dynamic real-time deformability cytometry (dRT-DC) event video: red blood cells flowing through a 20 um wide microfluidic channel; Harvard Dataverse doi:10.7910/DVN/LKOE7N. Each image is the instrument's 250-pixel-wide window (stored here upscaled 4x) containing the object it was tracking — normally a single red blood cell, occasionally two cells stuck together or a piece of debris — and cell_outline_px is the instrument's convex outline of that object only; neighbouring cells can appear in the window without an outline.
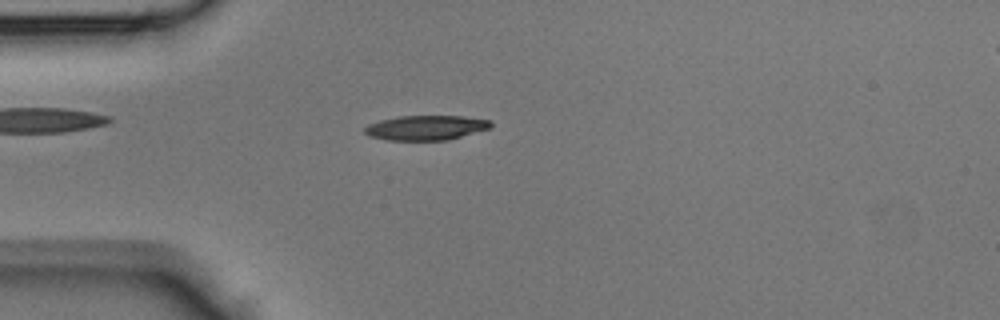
{"species": "Egyptian fruit bat (a non-hibernating species)", "species_latin": "Rousettus aegyptiacus", "temperature_condition": "room temperature", "stored_images_in_passage": 33, "camera_frame_rate_fps": 3000, "um_per_image_px": 0.085, "animal": {"sex": "male"}, "frame": {"image": 1, "passage_image": 2, "time_ms": 0.333, "image_size_px": [1000, 320], "cell_outline_px": [[492, 124], [488, 128], [448, 140], [384, 140], [368, 136], [364, 132], [364, 128], [368, 124], [380, 120], [400, 116], [460, 116], [492, 120]], "centroid_in_image_um": [36.15, 10.86], "position_along_channel_um": 48.8, "area_um2": 18.09}}
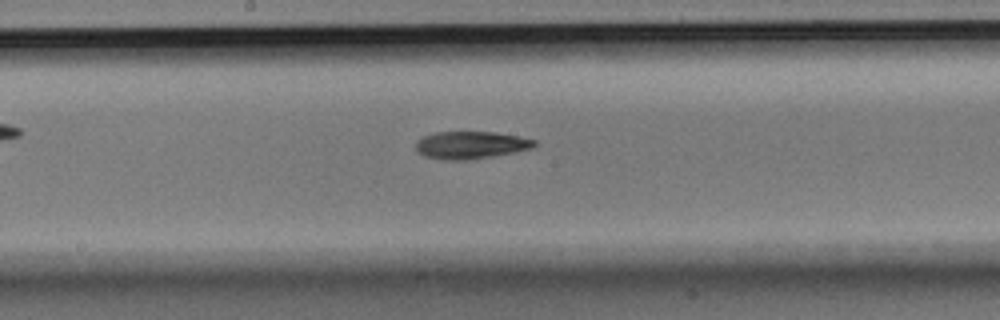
{"frame": {"image": 2, "passage_image": 13, "time_ms": 4.0, "image_size_px": [1000, 320], "cell_outline_px": [[536, 144], [532, 148], [492, 156], [464, 160], [444, 160], [424, 156], [416, 152], [416, 140], [424, 136], [436, 132], [492, 132], [516, 136], [536, 140]], "centroid_in_image_um": [39.95, 12.33], "position_along_channel_um": 208.2, "area_um2": 18.79}}
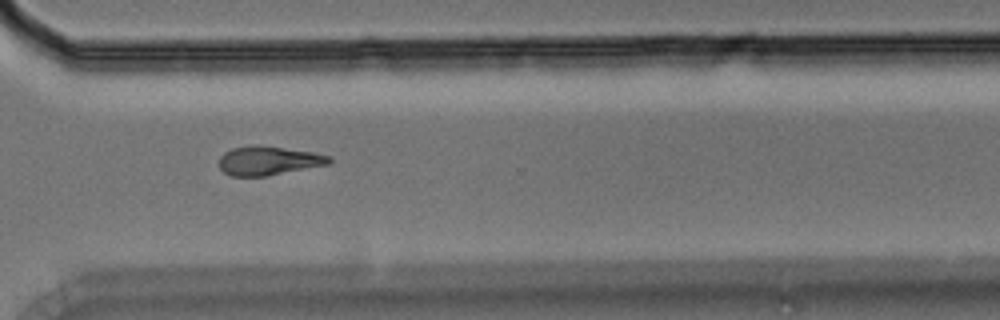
{"frame": {"image": 3, "passage_image": 22, "time_ms": 7.0, "image_size_px": [1000, 320], "cell_outline_px": [[332, 160], [328, 164], [268, 176], [232, 176], [224, 172], [220, 168], [220, 156], [224, 152], [232, 148], [252, 144], [312, 152], [332, 156]], "centroid_in_image_um": [22.81, 13.66], "position_along_channel_um": 347.8, "area_um2": 18.5}}